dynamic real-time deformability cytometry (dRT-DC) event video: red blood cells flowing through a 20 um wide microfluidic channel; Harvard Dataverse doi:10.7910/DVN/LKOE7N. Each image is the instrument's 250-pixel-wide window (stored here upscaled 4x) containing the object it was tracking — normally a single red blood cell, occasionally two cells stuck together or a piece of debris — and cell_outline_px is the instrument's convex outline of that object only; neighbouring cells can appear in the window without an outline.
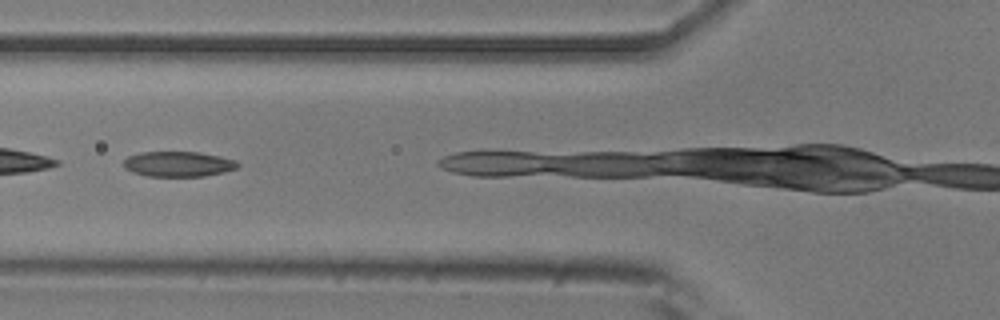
{"species": "common noctule bat (a hibernating species)", "species_latin": "Nyctalus noctula", "temperature_condition": "room temperature", "stored_images_in_passage": 28, "camera_frame_rate_fps": 3000, "um_per_image_px": 0.085, "animal": {"sex": "male", "body_mass_g": 20.5, "forearm_length_mm": 52.5}, "frame": {"image": 1, "passage_image": 5, "time_ms": 1.333, "image_size_px": [1000, 320], "cell_outline_px": [[240, 164], [236, 168], [224, 172], [204, 176], [148, 176], [132, 172], [124, 168], [124, 160], [128, 156], [140, 152], [200, 152], [220, 156], [236, 160]], "centroid_in_image_um": [15.16, 13.94], "position_along_channel_um": 110.6, "area_um2": 16.82}}